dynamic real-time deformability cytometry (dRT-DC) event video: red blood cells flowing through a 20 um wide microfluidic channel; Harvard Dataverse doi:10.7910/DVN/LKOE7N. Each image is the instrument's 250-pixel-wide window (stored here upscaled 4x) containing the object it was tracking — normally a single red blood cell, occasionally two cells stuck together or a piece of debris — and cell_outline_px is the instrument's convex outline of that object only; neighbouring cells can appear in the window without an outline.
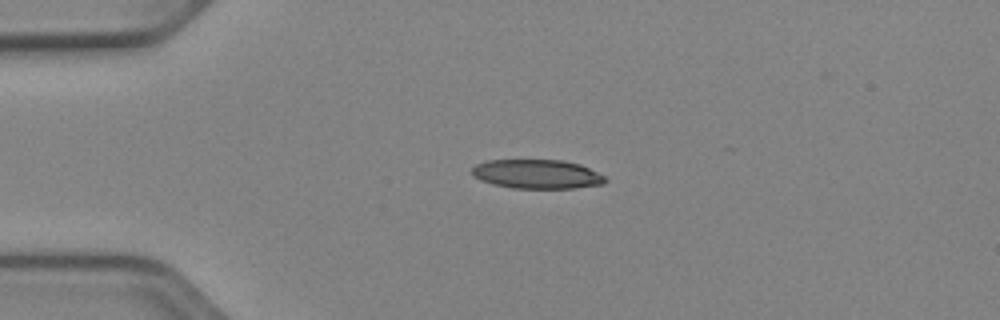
{"species": "Egyptian fruit bat (a non-hibernating species)", "species_latin": "Rousettus aegyptiacus", "temperature_condition": "cold", "stored_images_in_passage": 41, "camera_frame_rate_fps": 3000, "um_per_image_px": 0.085, "animal": {"sex": "female"}, "frame": {"image": 1, "passage_image": 1, "time_ms": 0.0, "image_size_px": [1000, 320], "cell_outline_px": [[608, 180], [604, 184], [572, 188], [512, 188], [492, 184], [480, 180], [472, 176], [468, 172], [476, 164], [488, 160], [564, 160], [580, 164], [604, 176]], "centroid_in_image_um": [45.6, 14.8], "position_along_channel_um": 39.4, "area_um2": 22.77}}
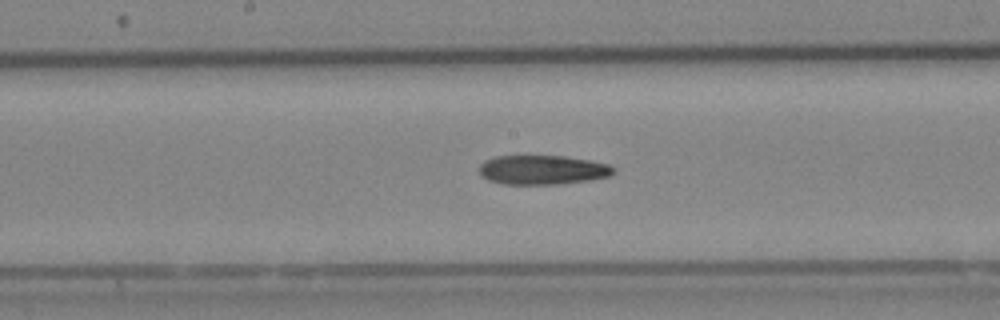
{"frame": {"image": 2, "passage_image": 16, "time_ms": 5.0, "image_size_px": [1000, 320], "cell_outline_px": [[616, 172], [608, 176], [592, 180], [560, 184], [504, 184], [488, 180], [480, 176], [480, 164], [484, 160], [496, 156], [564, 156], [588, 160], [608, 164]], "centroid_in_image_um": [46.09, 14.44], "position_along_channel_um": 202.1, "area_um2": 22.95}}
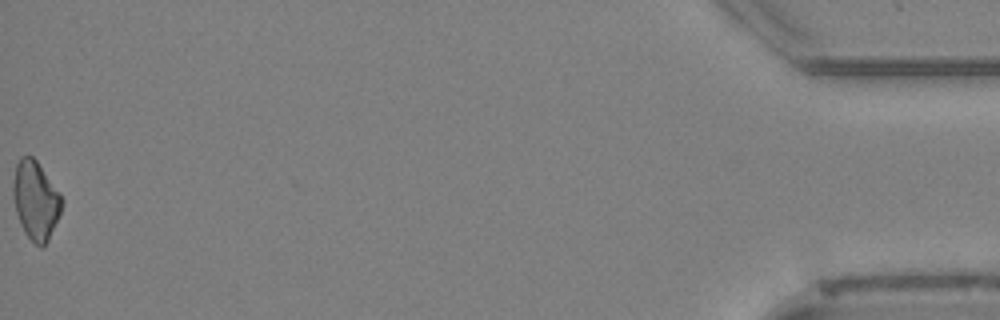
{"frame": {"image": 3, "passage_image": 41, "time_ms": 13.333, "image_size_px": [1000, 320], "cell_outline_px": [[64, 200], [60, 212], [48, 240], [44, 248], [40, 248], [24, 232], [20, 224], [16, 212], [12, 196], [12, 188], [16, 164], [20, 156], [32, 156], [36, 160], [60, 192]], "centroid_in_image_um": [3.02, 17.02], "position_along_channel_um": 432.2, "area_um2": 22.31}}